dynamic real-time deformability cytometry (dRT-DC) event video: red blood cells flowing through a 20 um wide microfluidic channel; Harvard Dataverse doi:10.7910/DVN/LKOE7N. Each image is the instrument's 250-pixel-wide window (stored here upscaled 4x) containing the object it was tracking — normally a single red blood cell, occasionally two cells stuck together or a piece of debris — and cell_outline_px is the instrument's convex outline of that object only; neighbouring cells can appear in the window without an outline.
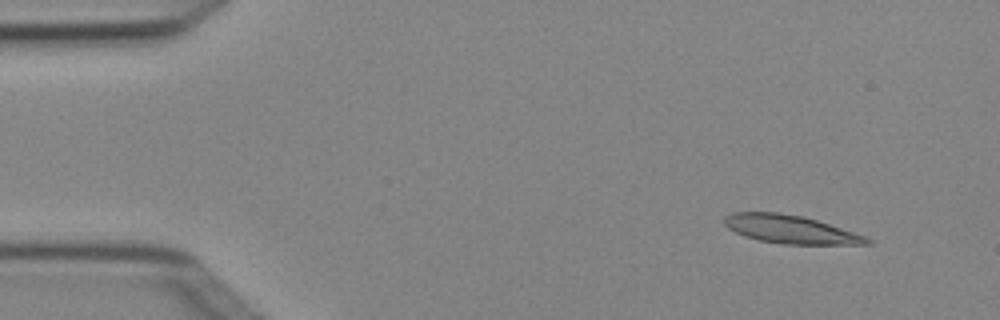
{"species": "Egyptian fruit bat (a non-hibernating species)", "species_latin": "Rousettus aegyptiacus", "temperature_condition": "cold", "stored_images_in_passage": 5, "camera_frame_rate_fps": 3000, "um_per_image_px": 0.085, "animal": {"sex": "female"}, "frame": {"image": 1, "passage_image": 2, "time_ms": 0.333, "image_size_px": [1000, 320], "cell_outline_px": [[872, 244], [780, 244], [760, 240], [744, 236], [728, 228], [724, 224], [724, 216], [732, 212], [780, 212], [804, 216], [864, 236], [872, 240]], "centroid_in_image_um": [67.13, 19.48], "position_along_channel_um": 17.9, "area_um2": 23.29}}
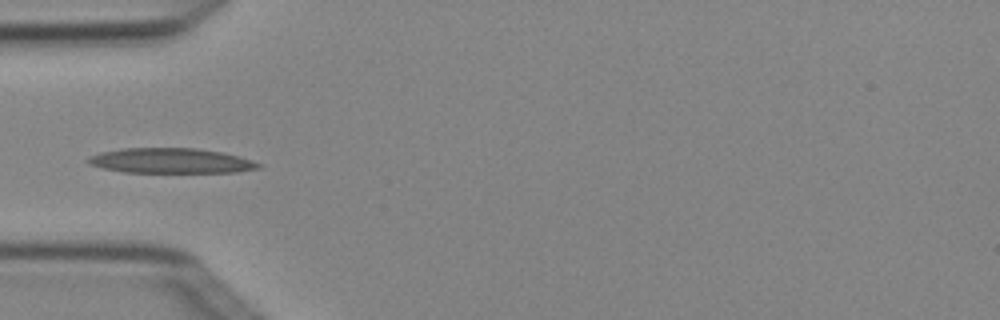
{"frame": {"image": 2, "passage_image": 5, "time_ms": 1.333, "image_size_px": [1000, 320], "cell_outline_px": [[264, 164], [260, 168], [236, 172], [124, 172], [104, 168], [88, 164], [84, 160], [88, 156], [100, 152], [120, 148], [196, 148], [220, 152], [252, 160]], "centroid_in_image_um": [14.48, 13.66], "position_along_channel_um": 70.5, "area_um2": 24.91}}